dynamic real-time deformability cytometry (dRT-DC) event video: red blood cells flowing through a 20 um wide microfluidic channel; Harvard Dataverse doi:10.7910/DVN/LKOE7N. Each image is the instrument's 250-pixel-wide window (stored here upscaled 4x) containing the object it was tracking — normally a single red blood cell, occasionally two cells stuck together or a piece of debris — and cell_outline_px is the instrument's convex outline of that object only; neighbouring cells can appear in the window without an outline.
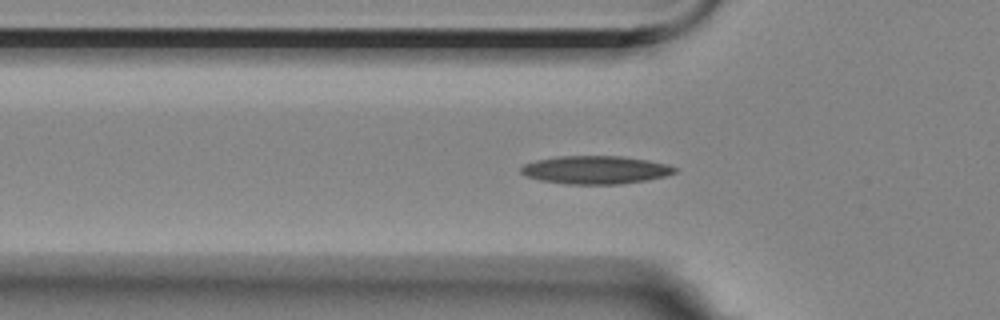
{"species": "Egyptian fruit bat (a non-hibernating species)", "species_latin": "Rousettus aegyptiacus", "temperature_condition": "room temperature", "stored_images_in_passage": 57, "camera_frame_rate_fps": 3000, "um_per_image_px": 0.085, "animal": {"sex": "female"}, "frame": {"image": 1, "passage_image": 17, "time_ms": 5.333, "image_size_px": [1000, 320], "cell_outline_px": [[676, 172], [664, 176], [648, 180], [620, 184], [564, 184], [540, 180], [528, 176], [520, 172], [520, 168], [524, 164], [536, 160], [556, 156], [620, 156], [648, 160], [668, 164], [676, 168]], "centroid_in_image_um": [50.61, 14.44], "position_along_channel_um": 75.2, "area_um2": 25.2}}
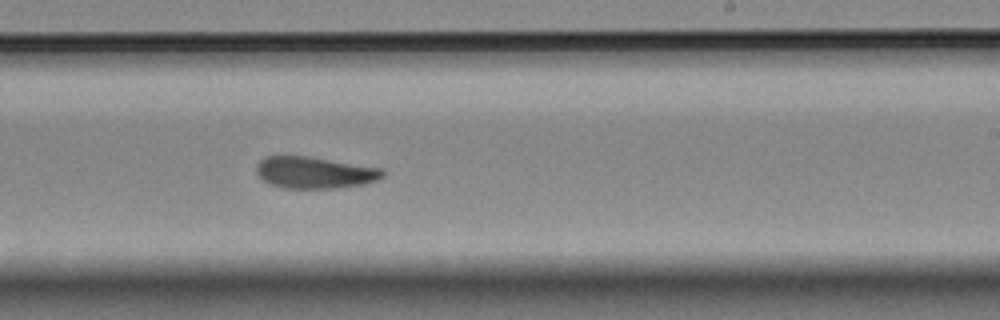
{"frame": {"image": 2, "passage_image": 33, "time_ms": 10.667, "image_size_px": [1000, 320], "cell_outline_px": [[384, 176], [376, 180], [364, 184], [336, 188], [284, 188], [268, 184], [256, 172], [256, 164], [264, 156], [304, 156], [380, 168], [384, 172]], "centroid_in_image_um": [26.69, 14.67], "position_along_channel_um": 262.3, "area_um2": 23.06}}
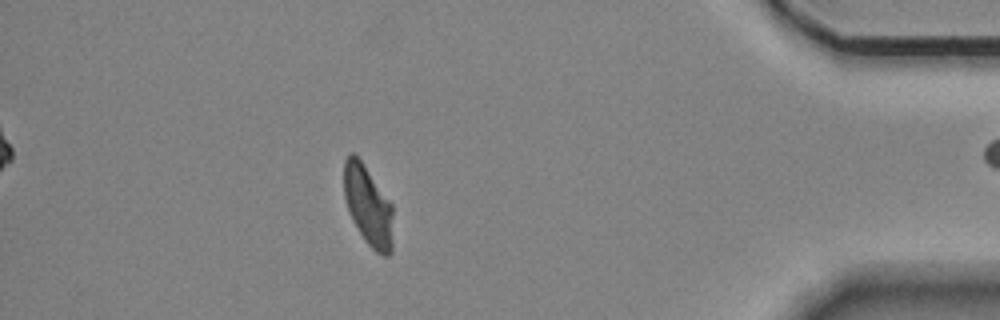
{"frame": {"image": 3, "passage_image": 49, "time_ms": 16.0, "image_size_px": [1000, 320], "cell_outline_px": [[392, 252], [388, 256], [384, 256], [376, 252], [364, 240], [352, 220], [348, 212], [344, 196], [344, 160], [348, 152], [352, 152], [360, 160], [392, 204]], "centroid_in_image_um": [31.27, 17.5], "position_along_channel_um": 403.9, "area_um2": 22.83}}